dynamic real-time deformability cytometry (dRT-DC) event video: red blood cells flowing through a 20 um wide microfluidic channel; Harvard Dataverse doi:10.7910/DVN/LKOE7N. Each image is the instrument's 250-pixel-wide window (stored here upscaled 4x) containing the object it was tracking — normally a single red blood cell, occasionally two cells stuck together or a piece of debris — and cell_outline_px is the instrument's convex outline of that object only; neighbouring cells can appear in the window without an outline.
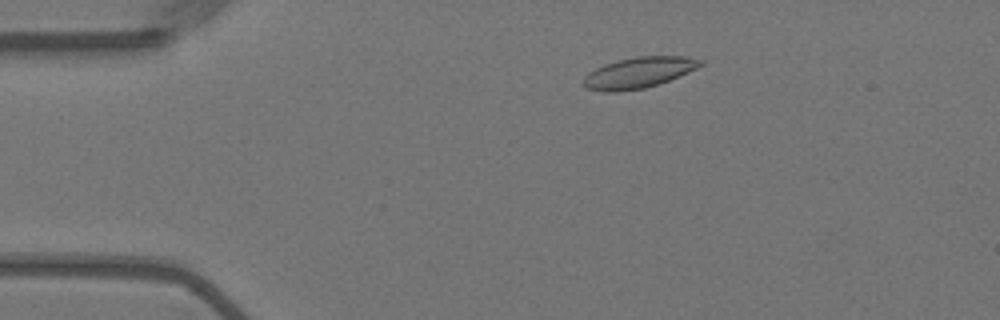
{"species": "Egyptian fruit bat (a non-hibernating species)", "species_latin": "Rousettus aegyptiacus", "temperature_condition": "warm", "stored_images_in_passage": 49, "camera_frame_rate_fps": 3000, "um_per_image_px": 0.085, "animal": {"sex": "female"}, "frame": {"image": 1, "passage_image": 3, "time_ms": 0.667, "image_size_px": [1000, 320], "cell_outline_px": [[704, 64], [688, 72], [668, 80], [644, 88], [616, 92], [604, 92], [588, 88], [580, 84], [584, 76], [588, 72], [604, 64], [636, 56], [684, 56], [704, 60]], "centroid_in_image_um": [54.25, 6.17], "position_along_channel_um": 30.7, "area_um2": 20.98}}
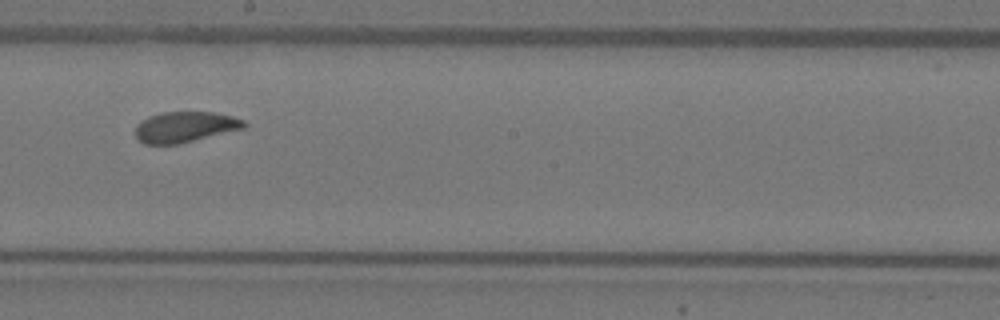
{"frame": {"image": 2, "passage_image": 24, "time_ms": 7.667, "image_size_px": [1000, 320], "cell_outline_px": [[248, 124], [244, 128], [176, 144], [144, 144], [136, 136], [136, 124], [148, 116], [160, 112], [216, 112], [232, 116], [244, 120]], "centroid_in_image_um": [15.72, 10.77], "position_along_channel_um": 232.5, "area_um2": 19.31}}
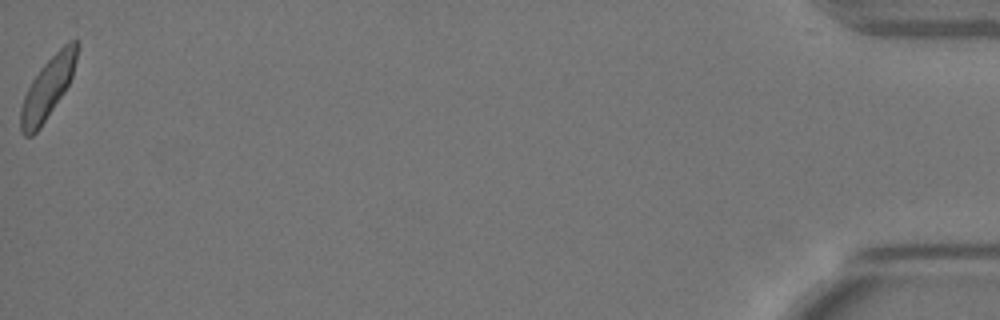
{"frame": {"image": 3, "passage_image": 49, "time_ms": 16.0, "image_size_px": [1000, 320], "cell_outline_px": [[80, 44], [72, 76], [64, 92], [40, 128], [32, 136], [24, 136], [20, 132], [20, 108], [24, 96], [32, 80], [40, 68], [68, 40], [76, 40]], "centroid_in_image_um": [4.05, 7.48], "position_along_channel_um": 431.1, "area_um2": 20.0}, "authors_computed_cell_mechanics": {"area_um2": 20.1722, "velocity_mm_per_s": 3.5921, "shape_relaxation_time_tau1_ms": 3.7154, "shape_relaxation_time_tau2_ms": 1.364, "deformation_change_tau1": 0.1148, "deformation_change_tau2": 0.0594}}